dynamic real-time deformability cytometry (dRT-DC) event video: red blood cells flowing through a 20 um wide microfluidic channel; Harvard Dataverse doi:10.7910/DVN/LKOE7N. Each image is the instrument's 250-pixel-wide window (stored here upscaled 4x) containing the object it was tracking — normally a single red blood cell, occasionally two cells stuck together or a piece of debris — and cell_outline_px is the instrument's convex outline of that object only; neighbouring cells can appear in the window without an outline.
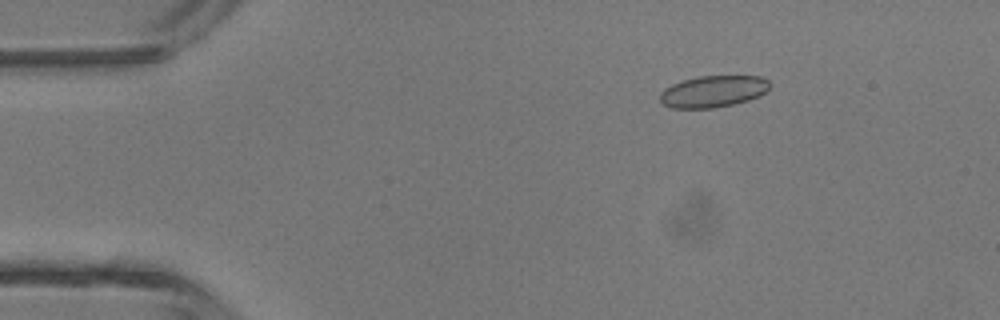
{"species": "common noctule bat (a hibernating species)", "species_latin": "Nyctalus noctula", "temperature_condition": "room temperature", "stored_images_in_passage": 4, "camera_frame_rate_fps": 3000, "um_per_image_px": 0.085, "animal": {"sex": "male", "body_mass_g": 13.3}, "frame": {"image": 1, "passage_image": 3, "time_ms": 0.667, "image_size_px": [1000, 320], "cell_outline_px": [[772, 84], [760, 96], [748, 100], [732, 104], [712, 108], [672, 108], [664, 104], [660, 100], [660, 92], [664, 88], [680, 80], [700, 76], [760, 76], [768, 80]], "centroid_in_image_um": [60.61, 7.76], "position_along_channel_um": 24.4, "area_um2": 20.29}}